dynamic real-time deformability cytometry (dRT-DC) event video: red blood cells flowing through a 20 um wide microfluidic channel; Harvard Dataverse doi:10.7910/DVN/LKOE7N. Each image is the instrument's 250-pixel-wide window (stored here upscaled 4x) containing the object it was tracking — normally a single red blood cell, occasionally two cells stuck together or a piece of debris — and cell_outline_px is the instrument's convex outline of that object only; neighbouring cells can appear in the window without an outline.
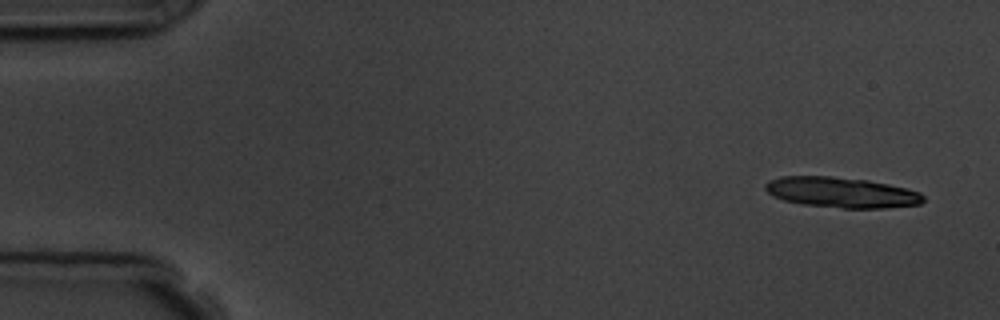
{"species": "common noctule bat (a hibernating species)", "species_latin": "Nyctalus noctula", "temperature_condition": "room temperature", "stored_images_in_passage": 6, "camera_frame_rate_fps": 3000, "um_per_image_px": 0.085, "animal": {"sex": "male", "body_mass_g": 19.5, "forearm_length_mm": 54.6}, "frame": {"image": 1, "passage_image": 1, "time_ms": 0.0, "image_size_px": [1000, 320], "cell_outline_px": [[924, 200], [920, 204], [884, 208], [844, 208], [804, 204], [784, 200], [772, 196], [764, 188], [764, 184], [768, 180], [780, 176], [832, 176], [868, 180], [908, 188], [920, 192], [924, 196]], "centroid_in_image_um": [71.51, 16.34], "position_along_channel_um": 13.5, "area_um2": 28.15}}